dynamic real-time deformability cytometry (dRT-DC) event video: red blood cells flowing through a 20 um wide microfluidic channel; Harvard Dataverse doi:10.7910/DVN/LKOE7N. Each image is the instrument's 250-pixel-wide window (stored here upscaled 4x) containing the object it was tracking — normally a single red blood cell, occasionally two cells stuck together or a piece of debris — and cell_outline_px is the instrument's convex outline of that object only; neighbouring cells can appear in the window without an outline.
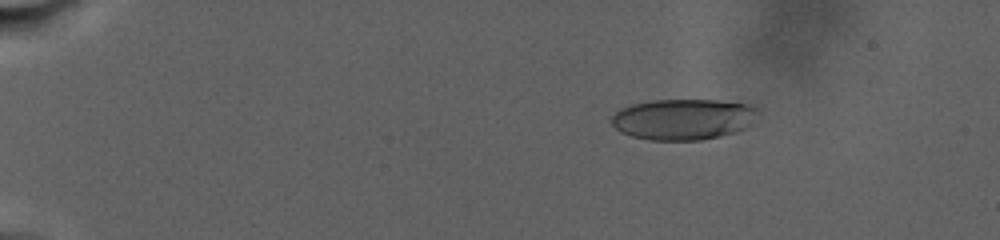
{"species": "human", "species_latin": "Homo sapiens", "temperature_condition": "warm", "stored_images_in_passage": 67, "camera_frame_rate_fps": 3000, "um_per_image_px": 0.085, "donor": {"sex": "male"}, "frame": {"image": 1, "passage_image": 17, "time_ms": 5.333, "image_size_px": [1000, 240], "cell_outline_px": [[756, 108], [748, 124], [744, 128], [736, 132], [720, 136], [700, 140], [648, 140], [632, 136], [620, 132], [612, 124], [612, 116], [620, 108], [632, 104], [652, 100], [716, 100], [744, 104]], "centroid_in_image_um": [57.97, 10.14], "position_along_channel_um": 27.0, "area_um2": 34.39}}
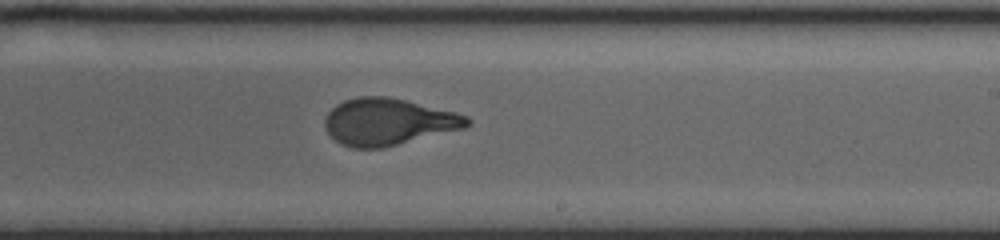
{"frame": {"image": 2, "passage_image": 43, "time_ms": 19.667, "image_size_px": [1000, 240], "cell_outline_px": [[472, 124], [464, 128], [384, 148], [352, 148], [340, 144], [324, 128], [324, 120], [328, 112], [336, 104], [344, 100], [356, 96], [388, 96], [456, 112], [468, 116], [472, 120]], "centroid_in_image_um": [33.0, 10.35], "position_along_channel_um": 256.0, "area_um2": 39.07}}
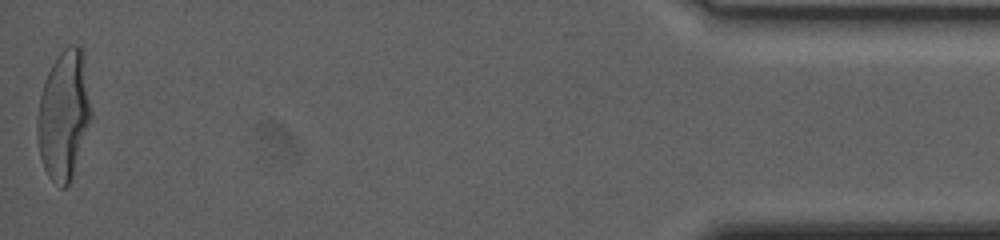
{"frame": {"image": 3, "passage_image": 67, "time_ms": 30.0, "image_size_px": [1000, 240], "cell_outline_px": [[92, 116], [72, 176], [68, 184], [64, 188], [60, 188], [48, 176], [44, 168], [40, 156], [36, 140], [36, 116], [40, 96], [44, 80], [52, 64], [60, 52], [68, 44], [80, 44], [84, 48], [92, 112]], "centroid_in_image_um": [5.42, 9.71], "position_along_channel_um": 429.8, "area_um2": 41.15}, "authors_computed_cell_mechanics": {"area_um2": 37.1654, "velocity_mm_per_s": 2.4177, "shape_relaxation_time_tau1_ms": 7.8106, "shape_relaxation_time_tau2_ms": null, "deformation_change_tau1": 0.2458, "deformation_change_tau2": null}}